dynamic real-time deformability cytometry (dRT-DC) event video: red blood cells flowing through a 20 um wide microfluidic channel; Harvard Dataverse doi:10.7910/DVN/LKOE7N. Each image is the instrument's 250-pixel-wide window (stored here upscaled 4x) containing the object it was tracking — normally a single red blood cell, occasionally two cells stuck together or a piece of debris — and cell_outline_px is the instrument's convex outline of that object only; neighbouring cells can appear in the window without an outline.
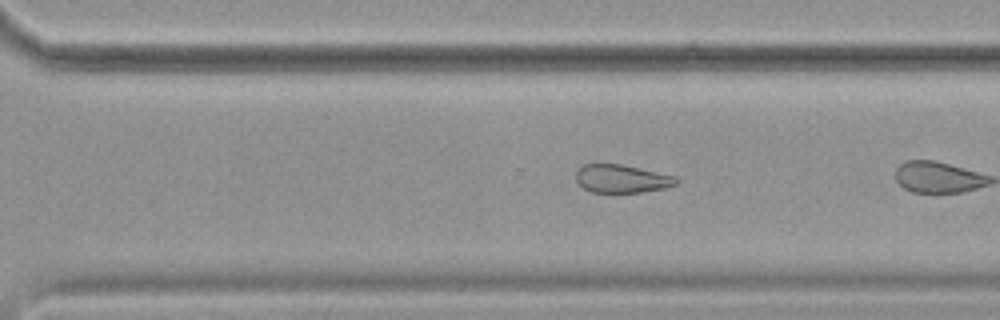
{"species": "common noctule bat (a hibernating species)", "species_latin": "Nyctalus noctula", "temperature_condition": "cold", "stored_images_in_passage": 25, "camera_frame_rate_fps": 3000, "um_per_image_px": 0.085, "animal": {"sex": "female", "body_mass_g": 19.9}, "frame": {"image": 1, "passage_image": 22, "time_ms": 7.0, "image_size_px": [1000, 320], "cell_outline_px": [[680, 180], [676, 184], [664, 188], [640, 192], [592, 192], [584, 188], [576, 180], [576, 168], [584, 164], [620, 164], [676, 176]], "centroid_in_image_um": [52.83, 15.18], "position_along_channel_um": 317.8, "area_um2": 16.36}}